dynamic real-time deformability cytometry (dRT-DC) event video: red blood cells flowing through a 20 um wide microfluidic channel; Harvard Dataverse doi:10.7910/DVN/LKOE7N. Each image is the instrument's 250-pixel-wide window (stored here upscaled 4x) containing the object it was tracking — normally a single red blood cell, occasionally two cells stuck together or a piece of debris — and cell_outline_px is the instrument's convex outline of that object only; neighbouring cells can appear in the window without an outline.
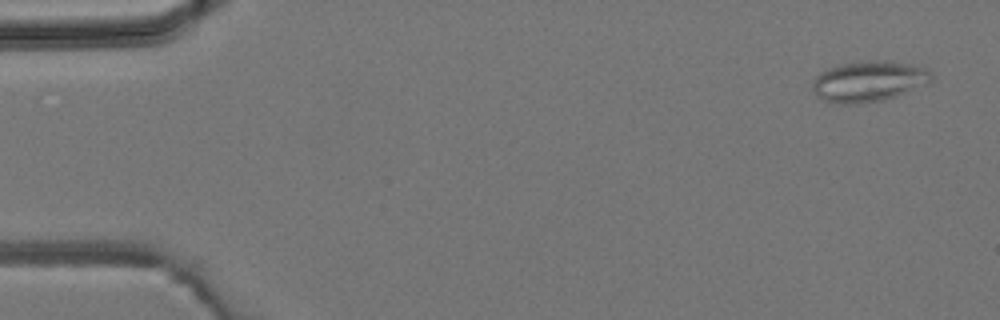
{"species": "common noctule bat (a hibernating species)", "species_latin": "Nyctalus noctula", "temperature_condition": "room temperature", "stored_images_in_passage": 4, "camera_frame_rate_fps": 3000, "um_per_image_px": 0.085, "animal": {"sex": "male", "body_mass_g": 19.2, "forearm_length_mm": 51.8}, "frame": {"image": 1, "passage_image": 1, "time_ms": 0.0, "image_size_px": [1000, 320], "cell_outline_px": [[932, 80], [928, 84], [896, 96], [880, 100], [856, 104], [844, 104], [824, 100], [816, 96], [812, 92], [812, 80], [820, 72], [828, 68], [840, 64], [868, 60], [892, 60], [924, 68], [932, 72]], "centroid_in_image_um": [73.82, 6.9], "position_along_channel_um": 11.2, "area_um2": 28.38}}